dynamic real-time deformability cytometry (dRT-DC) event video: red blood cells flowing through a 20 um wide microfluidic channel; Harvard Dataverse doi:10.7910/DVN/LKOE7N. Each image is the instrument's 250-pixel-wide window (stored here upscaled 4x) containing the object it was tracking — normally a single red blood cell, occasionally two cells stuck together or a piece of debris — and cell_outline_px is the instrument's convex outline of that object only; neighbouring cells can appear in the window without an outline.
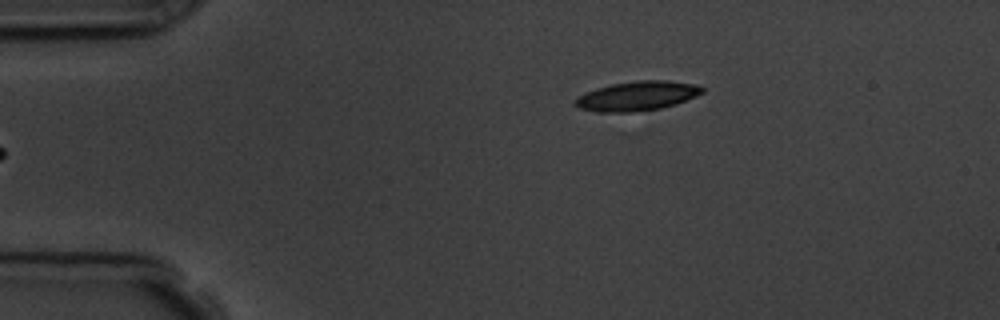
{"species": "common noctule bat (a hibernating species)", "species_latin": "Nyctalus noctula", "temperature_condition": "room temperature", "stored_images_in_passage": 7, "camera_frame_rate_fps": 3000, "um_per_image_px": 0.085, "animal": {"sex": "male", "body_mass_g": 19.5, "forearm_length_mm": 54.6}, "frame": {"image": 1, "passage_image": 7, "time_ms": 6.667, "image_size_px": [1000, 320], "cell_outline_px": [[704, 92], [696, 96], [676, 104], [660, 108], [628, 112], [596, 112], [580, 108], [576, 104], [576, 100], [580, 96], [596, 88], [612, 84], [636, 80], [668, 80], [692, 84], [704, 88]], "centroid_in_image_um": [54.19, 8.15], "position_along_channel_um": 30.8, "area_um2": 21.44}}